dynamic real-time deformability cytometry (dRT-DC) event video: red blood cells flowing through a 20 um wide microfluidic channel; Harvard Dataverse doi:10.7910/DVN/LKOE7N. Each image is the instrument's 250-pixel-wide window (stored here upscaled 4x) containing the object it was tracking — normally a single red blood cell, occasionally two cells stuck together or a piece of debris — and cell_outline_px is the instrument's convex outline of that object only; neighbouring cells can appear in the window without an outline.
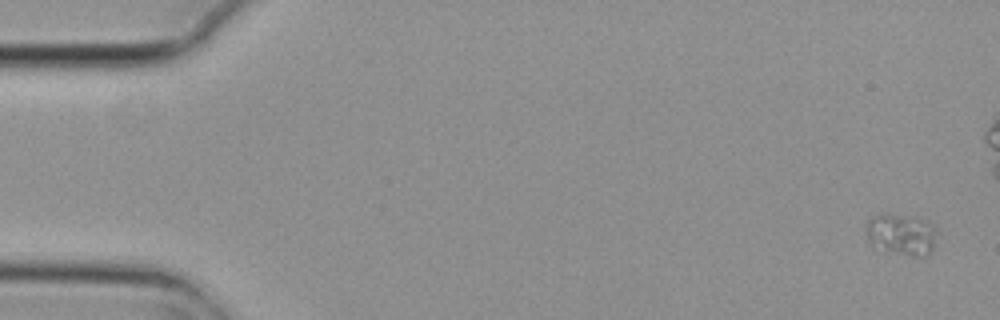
{"species": "common noctule bat (a hibernating species)", "species_latin": "Nyctalus noctula", "temperature_condition": "cold", "stored_images_in_passage": 6, "camera_frame_rate_fps": 3000, "um_per_image_px": 0.085, "animal": {"sex": "female", "body_mass_g": 29.2, "forearm_length_mm": 56.3}, "frame": {"image": 1, "passage_image": 1, "time_ms": 0.0, "image_size_px": [1000, 320], "cell_outline_px": [[936, 232], [932, 248], [920, 260], [916, 260], [872, 248], [868, 240], [864, 228], [868, 220], [872, 216], [884, 212], [912, 216], [924, 220], [932, 224], [936, 228]], "centroid_in_image_um": [76.55, 19.97], "position_along_channel_um": 8.4, "area_um2": 18.15}}